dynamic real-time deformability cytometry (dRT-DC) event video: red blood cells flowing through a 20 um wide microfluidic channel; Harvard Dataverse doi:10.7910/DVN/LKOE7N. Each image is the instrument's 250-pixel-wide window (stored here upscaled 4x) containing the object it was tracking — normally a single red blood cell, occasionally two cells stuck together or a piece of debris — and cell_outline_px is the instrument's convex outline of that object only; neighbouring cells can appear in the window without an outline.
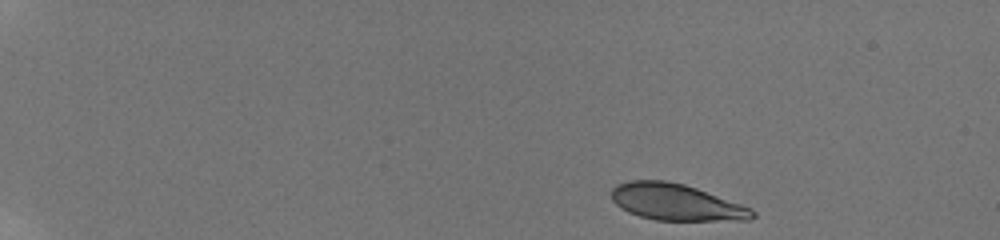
{"species": "human", "species_latin": "Homo sapiens", "temperature_condition": "room temperature", "stored_images_in_passage": 23, "camera_frame_rate_fps": 3000, "um_per_image_px": 0.085, "donor": {"sex": "male"}, "frame": {"image": 1, "passage_image": 1, "time_ms": 0.0, "image_size_px": [1000, 240], "cell_outline_px": [[756, 216], [752, 220], [656, 220], [640, 216], [628, 212], [620, 208], [612, 200], [612, 188], [616, 184], [628, 180], [668, 180], [684, 184], [696, 188], [752, 208], [756, 212]], "centroid_in_image_um": [57.46, 17.18], "position_along_channel_um": 27.5, "area_um2": 30.06}}
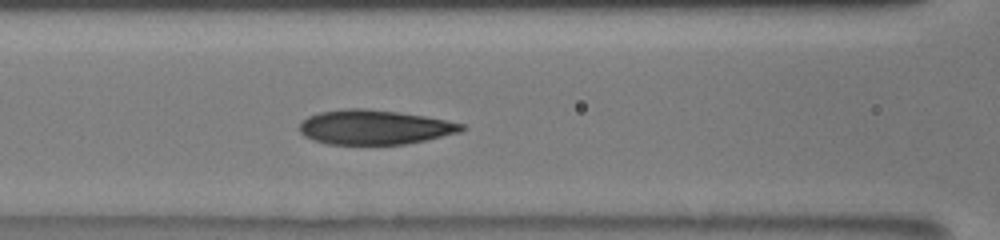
{"frame": {"image": 2, "passage_image": 13, "time_ms": 6.333, "image_size_px": [1000, 240], "cell_outline_px": [[468, 128], [460, 132], [424, 140], [404, 144], [328, 144], [312, 140], [304, 136], [300, 132], [300, 124], [308, 116], [320, 112], [344, 108], [364, 108], [396, 112], [424, 116], [464, 124]], "centroid_in_image_um": [31.81, 10.81], "position_along_channel_um": 134.8, "area_um2": 32.43}}
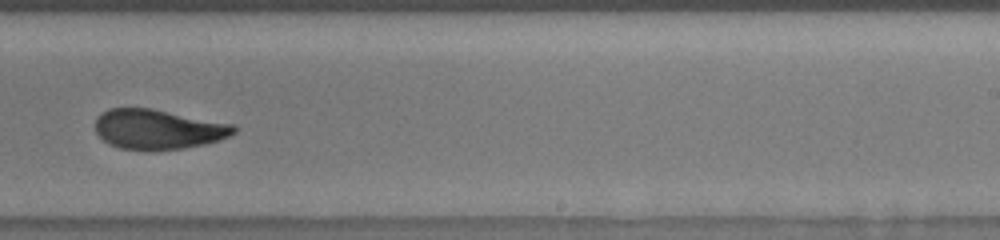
{"frame": {"image": 3, "passage_image": 21, "time_ms": 10.0, "image_size_px": [1000, 240], "cell_outline_px": [[236, 132], [220, 140], [204, 144], [184, 148], [152, 152], [120, 148], [108, 144], [96, 132], [96, 116], [100, 112], [108, 108], [152, 108], [236, 124]], "centroid_in_image_um": [13.44, 10.99], "position_along_channel_um": 275.6, "area_um2": 32.83}}